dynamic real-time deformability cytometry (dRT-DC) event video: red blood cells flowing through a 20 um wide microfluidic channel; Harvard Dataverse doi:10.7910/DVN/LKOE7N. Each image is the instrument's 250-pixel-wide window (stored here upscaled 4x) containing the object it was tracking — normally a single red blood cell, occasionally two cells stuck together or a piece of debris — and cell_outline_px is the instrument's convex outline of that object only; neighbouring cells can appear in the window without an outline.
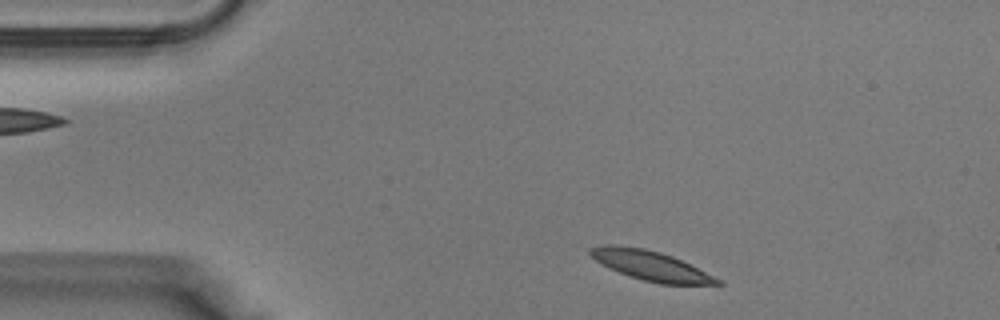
{"species": "Egyptian fruit bat (a non-hibernating species)", "species_latin": "Rousettus aegyptiacus", "temperature_condition": "warm", "stored_images_in_passage": 34, "camera_frame_rate_fps": 3000, "um_per_image_px": 0.085, "animal": {"sex": "male"}, "frame": {"image": 1, "passage_image": 1, "time_ms": 0.0, "image_size_px": [1000, 320], "cell_outline_px": [[724, 284], [660, 284], [628, 276], [596, 260], [588, 252], [588, 248], [604, 244], [616, 244], [644, 248], [660, 252], [672, 256], [720, 280]], "centroid_in_image_um": [55.24, 22.55], "position_along_channel_um": 29.8, "area_um2": 21.44}}
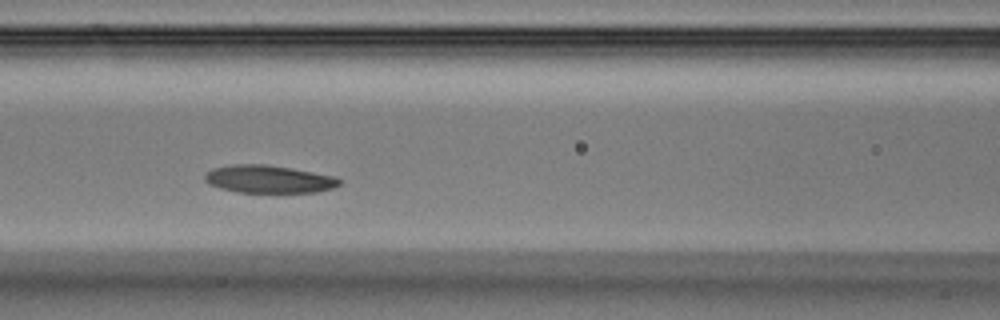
{"frame": {"image": 2, "passage_image": 11, "time_ms": 3.333, "image_size_px": [1000, 320], "cell_outline_px": [[340, 184], [332, 188], [316, 192], [236, 192], [220, 188], [208, 184], [204, 180], [204, 176], [212, 168], [232, 164], [264, 164], [336, 176], [340, 180]], "centroid_in_image_um": [22.8, 15.23], "position_along_channel_um": 143.8, "area_um2": 21.62}}
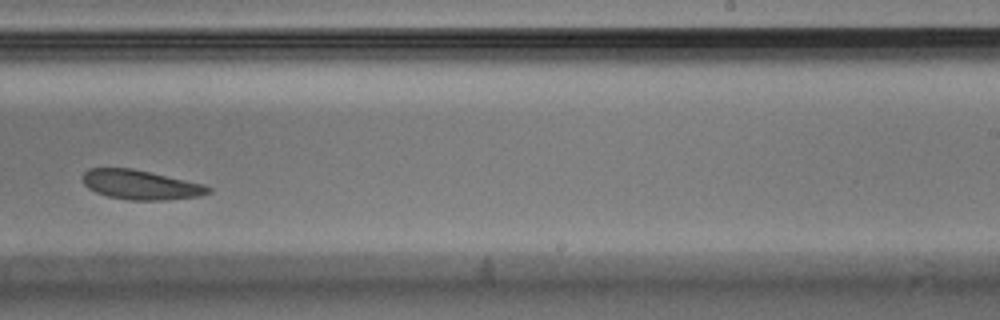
{"frame": {"image": 3, "passage_image": 19, "time_ms": 6.0, "image_size_px": [1000, 320], "cell_outline_px": [[212, 192], [200, 196], [164, 200], [128, 200], [108, 196], [96, 192], [88, 188], [84, 184], [84, 172], [88, 168], [132, 168], [204, 184], [212, 188]], "centroid_in_image_um": [11.98, 15.71], "position_along_channel_um": 277.0, "area_um2": 21.5}}